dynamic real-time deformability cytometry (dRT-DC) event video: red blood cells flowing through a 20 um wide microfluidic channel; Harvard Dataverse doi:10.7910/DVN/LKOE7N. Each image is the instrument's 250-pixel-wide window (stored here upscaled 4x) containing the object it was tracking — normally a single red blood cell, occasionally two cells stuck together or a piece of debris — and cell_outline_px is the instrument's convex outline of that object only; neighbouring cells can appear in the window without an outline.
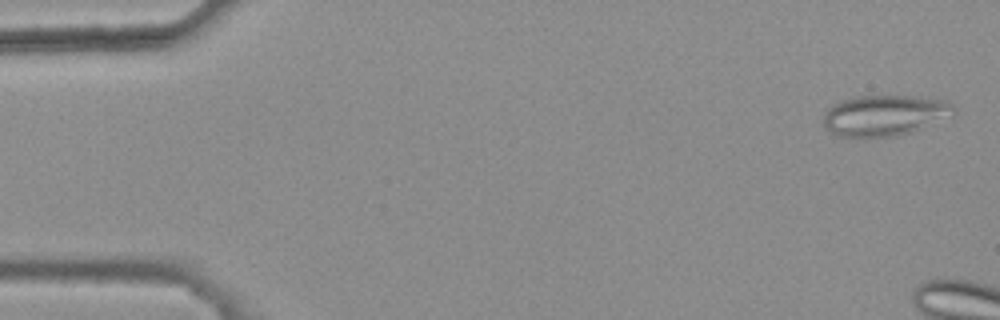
{"species": "common noctule bat (a hibernating species)", "species_latin": "Nyctalus noctula", "temperature_condition": "warm", "stored_images_in_passage": 7, "camera_frame_rate_fps": 3000, "um_per_image_px": 0.085, "animal": {"sex": "female", "body_mass_g": 25.1}, "frame": {"image": 1, "passage_image": 2, "time_ms": 0.333, "image_size_px": [1000, 320], "cell_outline_px": [[956, 112], [912, 132], [900, 136], [836, 136], [824, 128], [824, 112], [832, 104], [840, 100], [856, 96], [916, 96], [948, 100], [956, 108]], "centroid_in_image_um": [75.16, 9.79], "position_along_channel_um": 9.8, "area_um2": 30.98}}